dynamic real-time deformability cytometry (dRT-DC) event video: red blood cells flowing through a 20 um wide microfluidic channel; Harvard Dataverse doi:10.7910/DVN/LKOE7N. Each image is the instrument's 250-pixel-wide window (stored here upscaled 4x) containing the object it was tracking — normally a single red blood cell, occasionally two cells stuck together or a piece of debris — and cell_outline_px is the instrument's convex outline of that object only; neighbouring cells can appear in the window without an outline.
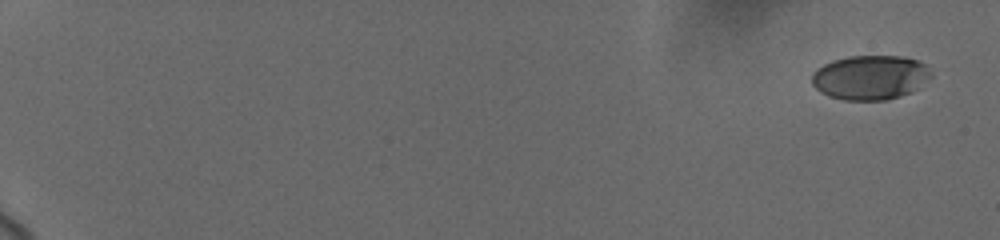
{"species": "human", "species_latin": "Homo sapiens", "temperature_condition": "cold", "stored_images_in_passage": 31, "camera_frame_rate_fps": 3000, "um_per_image_px": 0.085, "donor": {"sex": "female"}, "frame": {"image": 1, "passage_image": 1, "time_ms": 0.0, "image_size_px": [1000, 240], "cell_outline_px": [[932, 76], [912, 92], [900, 96], [884, 100], [844, 100], [828, 96], [820, 92], [812, 84], [812, 72], [816, 68], [832, 60], [848, 56], [900, 56], [916, 60], [924, 64], [932, 72]], "centroid_in_image_um": [73.94, 6.58], "position_along_channel_um": 11.1, "area_um2": 30.98}}
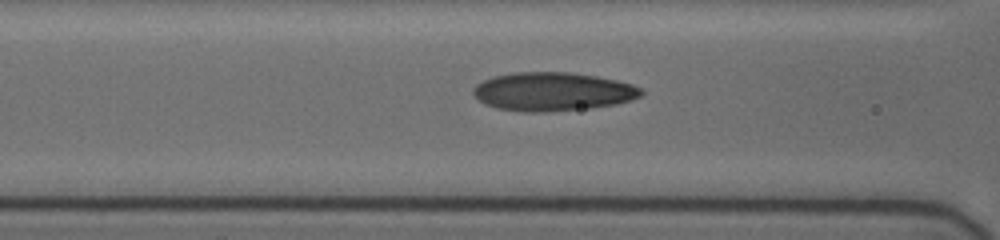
{"frame": {"image": 2, "passage_image": 27, "time_ms": 8.667, "image_size_px": [1000, 240], "cell_outline_px": [[644, 92], [640, 96], [616, 104], [588, 108], [544, 112], [524, 112], [496, 108], [484, 104], [472, 92], [472, 88], [476, 84], [492, 76], [512, 72], [572, 72], [596, 76], [616, 80], [632, 84], [640, 88]], "centroid_in_image_um": [46.94, 7.78], "position_along_channel_um": 119.7, "area_um2": 37.8}}
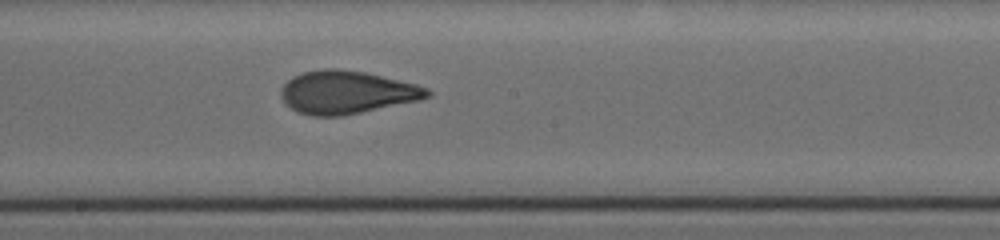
{"frame": {"image": 3, "passage_image": 31, "time_ms": 11.333, "image_size_px": [1000, 240], "cell_outline_px": [[432, 96], [420, 100], [340, 116], [312, 116], [296, 112], [284, 104], [280, 96], [280, 88], [292, 76], [300, 72], [324, 68], [336, 68], [364, 72], [416, 84], [428, 88], [432, 92]], "centroid_in_image_um": [29.42, 7.84], "position_along_channel_um": 218.8, "area_um2": 36.88}}